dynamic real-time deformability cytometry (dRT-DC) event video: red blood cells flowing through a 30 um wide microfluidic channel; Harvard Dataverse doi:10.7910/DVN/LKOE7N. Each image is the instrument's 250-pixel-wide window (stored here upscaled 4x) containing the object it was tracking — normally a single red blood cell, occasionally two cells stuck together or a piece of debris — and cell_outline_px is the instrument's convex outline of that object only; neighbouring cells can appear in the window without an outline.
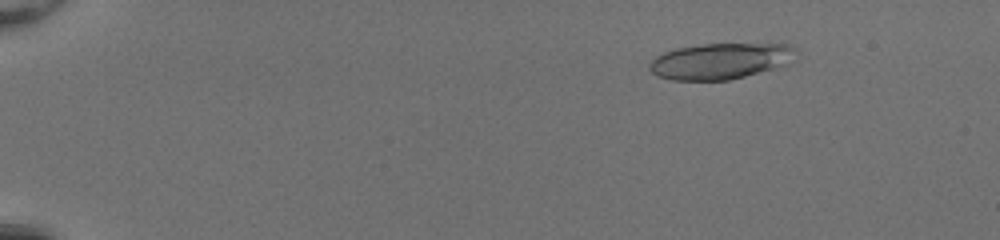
{"species": "common noctule bat (a hibernating species)", "species_latin": "Nyctalus noctula", "temperature_condition": "room temperature", "stored_images_in_passage": 51, "segment_of_instrument_passage": [1, 2], "camera_frame_rate_fps": 3000, "um_per_image_px": 0.085, "animal": {"sex": "female", "body_mass_g": 20.0, "forearm_length_mm": 54.0}, "frame": {"image": 1, "passage_image": 8, "time_ms": 2.333, "image_size_px": [1000, 240], "cell_outline_px": [[800, 52], [796, 60], [788, 64], [744, 76], [728, 80], [672, 80], [656, 76], [648, 68], [648, 64], [656, 56], [664, 52], [676, 48], [704, 44], [788, 44], [796, 48]], "centroid_in_image_um": [61.27, 5.18], "position_along_channel_um": 23.7, "area_um2": 30.98}}
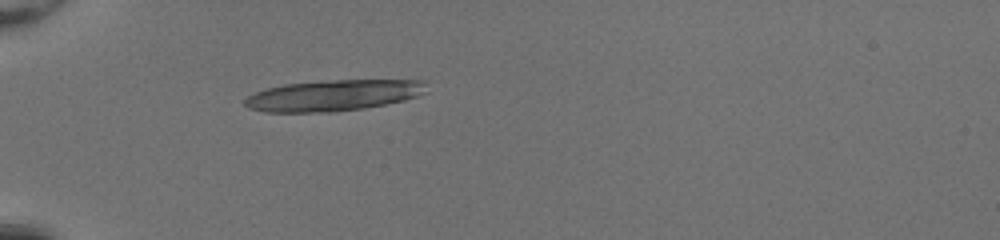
{"frame": {"image": 2, "passage_image": 18, "time_ms": 5.667, "image_size_px": [1000, 240], "cell_outline_px": [[428, 92], [404, 100], [364, 108], [332, 112], [264, 112], [248, 108], [244, 104], [244, 100], [248, 96], [256, 92], [268, 88], [284, 84], [336, 80], [424, 80]], "centroid_in_image_um": [28.34, 8.11], "position_along_channel_um": 56.7, "area_um2": 32.77}}